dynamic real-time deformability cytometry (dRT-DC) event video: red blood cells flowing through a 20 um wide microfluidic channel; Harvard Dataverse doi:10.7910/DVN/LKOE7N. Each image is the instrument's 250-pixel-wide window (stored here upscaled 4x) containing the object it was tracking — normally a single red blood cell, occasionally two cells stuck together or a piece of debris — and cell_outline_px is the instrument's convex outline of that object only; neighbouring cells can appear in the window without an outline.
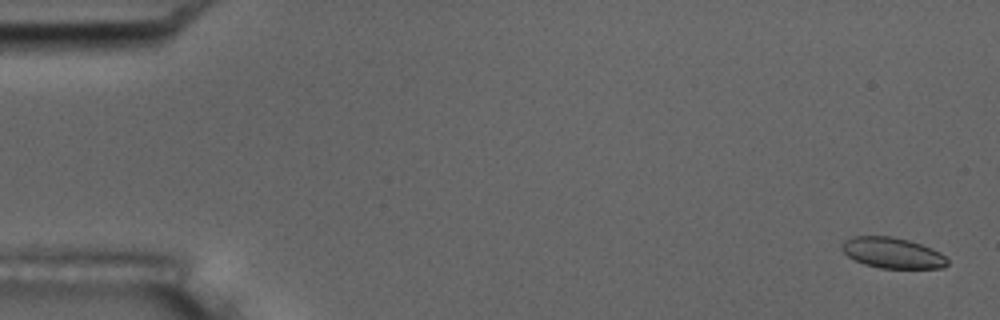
{"species": "common noctule bat (a hibernating species)", "species_latin": "Nyctalus noctula", "temperature_condition": "room temperature", "stored_images_in_passage": 55, "camera_frame_rate_fps": 3000, "um_per_image_px": 0.085, "animal": {"sex": "male", "body_mass_g": 17.5, "forearm_length_mm": 52.3}, "frame": {"image": 1, "passage_image": 2, "time_ms": 0.333, "image_size_px": [1000, 320], "cell_outline_px": [[948, 264], [944, 268], [880, 268], [864, 264], [848, 256], [844, 252], [844, 240], [852, 236], [892, 236], [908, 240], [920, 244], [940, 252], [948, 260]], "centroid_in_image_um": [75.88, 21.5], "position_along_channel_um": 9.1, "area_um2": 18.67}}
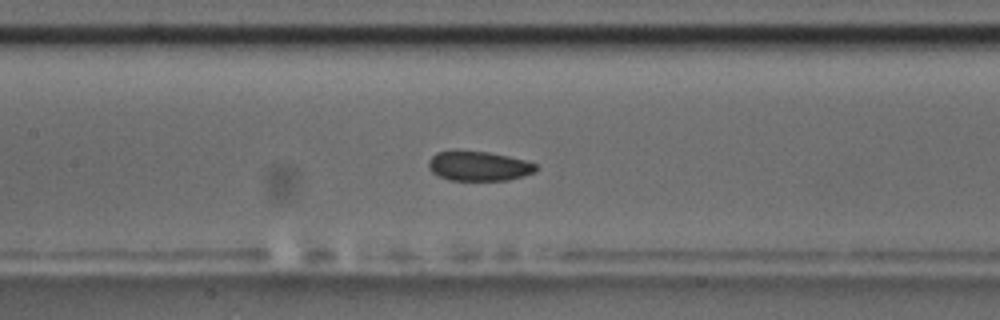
{"frame": {"image": 2, "passage_image": 26, "time_ms": 8.333, "image_size_px": [1000, 320], "cell_outline_px": [[536, 172], [508, 180], [448, 180], [432, 172], [428, 164], [428, 160], [436, 152], [488, 152], [508, 156], [524, 160], [536, 164]], "centroid_in_image_um": [40.7, 14.13], "position_along_channel_um": 166.7, "area_um2": 18.15}}
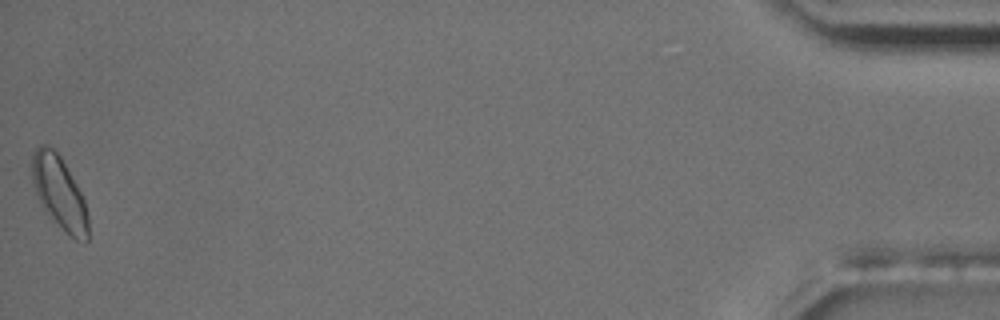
{"frame": {"image": 3, "passage_image": 55, "time_ms": 18.0, "image_size_px": [1000, 320], "cell_outline_px": [[88, 240], [76, 240], [44, 208], [36, 192], [32, 180], [32, 152], [40, 144], [48, 144], [60, 156], [76, 184], [84, 200], [88, 216]], "centroid_in_image_um": [5.04, 16.3], "position_along_channel_um": 430.2, "area_um2": 22.89}, "authors_computed_cell_mechanics": {"area_um2": 19.1896, "velocity_mm_per_s": 3.7103, "shape_relaxation_time_tau1_ms": 3.5161, "shape_relaxation_time_tau2_ms": 2.2693, "deformation_change_tau1": 0.0571, "deformation_change_tau2": 0.0479}}